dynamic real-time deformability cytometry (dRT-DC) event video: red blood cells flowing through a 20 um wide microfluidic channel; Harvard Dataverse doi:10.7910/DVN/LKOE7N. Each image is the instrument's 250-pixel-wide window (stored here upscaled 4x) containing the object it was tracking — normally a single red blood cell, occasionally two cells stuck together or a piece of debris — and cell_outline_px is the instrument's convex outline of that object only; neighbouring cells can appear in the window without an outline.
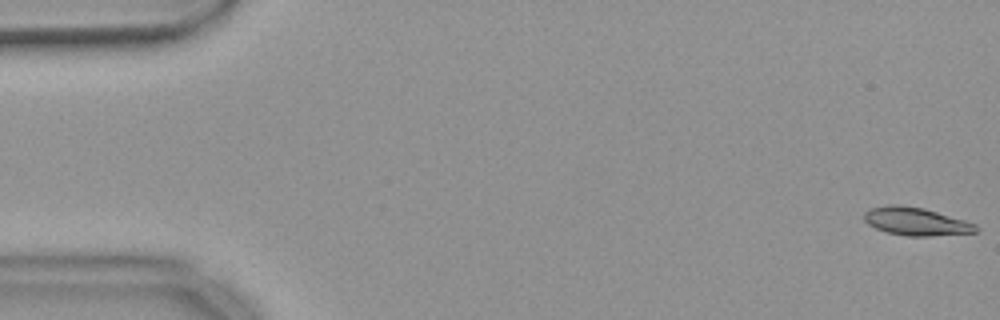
{"species": "common noctule bat (a hibernating species)", "species_latin": "Nyctalus noctula", "temperature_condition": "warm", "stored_images_in_passage": 55, "camera_frame_rate_fps": 3000, "um_per_image_px": 0.085, "animal": {"sex": "female", "body_mass_g": 18.4}, "frame": {"image": 1, "passage_image": 1, "time_ms": 0.0, "image_size_px": [1000, 320], "cell_outline_px": [[980, 232], [932, 236], [908, 236], [888, 232], [876, 228], [868, 224], [864, 220], [864, 212], [868, 208], [888, 204], [896, 204], [924, 208], [964, 220], [976, 224], [980, 228]], "centroid_in_image_um": [77.87, 18.82], "position_along_channel_um": 7.1, "area_um2": 18.38}}
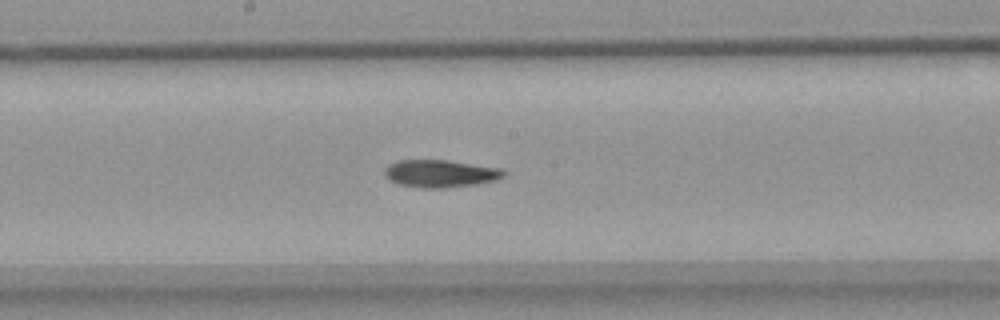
{"frame": {"image": 2, "passage_image": 29, "time_ms": 9.333, "image_size_px": [1000, 320], "cell_outline_px": [[508, 172], [504, 176], [496, 180], [476, 184], [448, 188], [424, 188], [400, 184], [388, 180], [384, 176], [384, 168], [388, 164], [396, 160], [448, 160], [500, 168]], "centroid_in_image_um": [37.41, 14.75], "position_along_channel_um": 210.8, "area_um2": 19.31}}
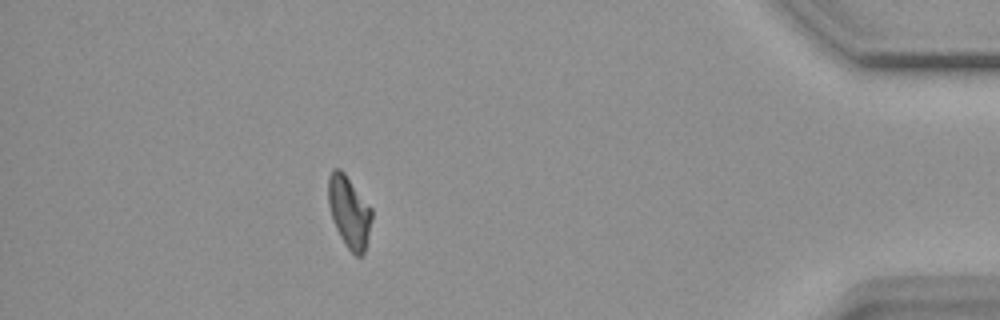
{"frame": {"image": 3, "passage_image": 49, "time_ms": 16.0, "image_size_px": [1000, 320], "cell_outline_px": [[372, 220], [364, 252], [360, 256], [356, 256], [344, 244], [332, 220], [328, 204], [328, 176], [332, 168], [340, 168], [344, 172], [372, 208]], "centroid_in_image_um": [29.66, 17.98], "position_along_channel_um": 405.5, "area_um2": 18.26}, "authors_computed_cell_mechanics": {"area_um2": 18.6116, "velocity_mm_per_s": 3.6777, "shape_relaxation_time_tau1_ms": null, "shape_relaxation_time_tau2_ms": 8.4418, "deformation_change_tau1": null, "deformation_change_tau2": 0.1555}}